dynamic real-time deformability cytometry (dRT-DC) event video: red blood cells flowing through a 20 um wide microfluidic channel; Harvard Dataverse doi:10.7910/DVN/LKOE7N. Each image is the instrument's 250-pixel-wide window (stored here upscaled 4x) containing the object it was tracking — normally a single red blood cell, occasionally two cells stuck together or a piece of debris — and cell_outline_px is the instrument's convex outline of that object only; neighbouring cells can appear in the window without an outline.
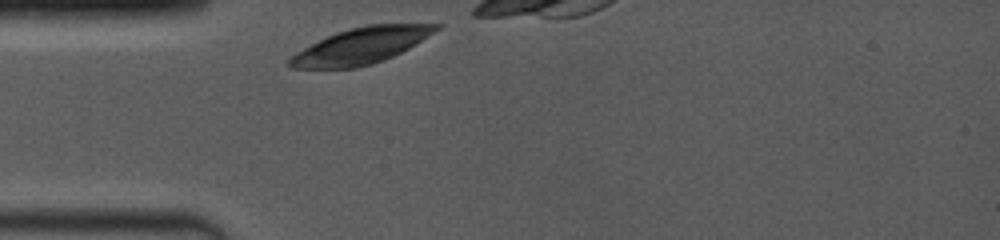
{"species": "common noctule bat (a hibernating species)", "species_latin": "Nyctalus noctula", "temperature_condition": "room temperature", "stored_images_in_passage": 4, "camera_frame_rate_fps": 4000, "um_per_image_px": 0.085, "animal": {"sex": "female", "body_mass_g": 19.0, "forearm_length_mm": 53.3}, "frame": {"image": 1, "passage_image": 1, "time_ms": 0.0, "image_size_px": [1000, 240], "cell_outline_px": [[444, 24], [440, 28], [408, 48], [392, 56], [372, 64], [356, 68], [292, 68], [284, 64], [284, 60], [296, 52], [336, 32], [368, 24]], "centroid_in_image_um": [30.62, 3.9], "position_along_channel_um": 54.4, "area_um2": 30.46}}